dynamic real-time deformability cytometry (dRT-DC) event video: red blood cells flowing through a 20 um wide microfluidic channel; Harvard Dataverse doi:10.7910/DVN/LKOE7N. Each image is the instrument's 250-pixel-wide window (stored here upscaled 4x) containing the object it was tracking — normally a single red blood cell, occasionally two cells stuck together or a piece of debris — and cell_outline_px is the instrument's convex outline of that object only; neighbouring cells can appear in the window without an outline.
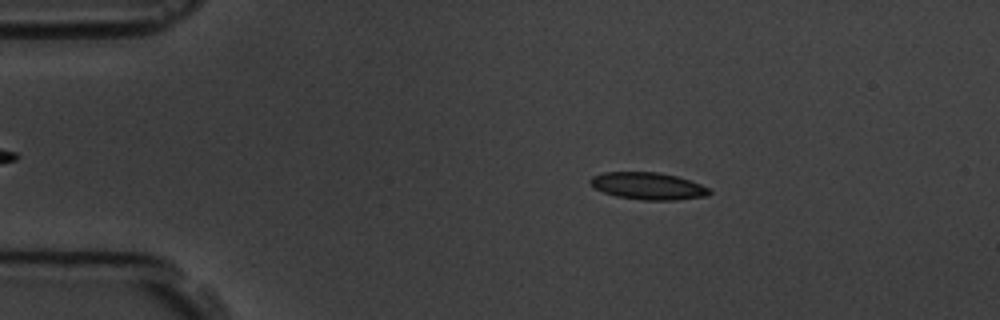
{"species": "common noctule bat (a hibernating species)", "species_latin": "Nyctalus noctula", "temperature_condition": "room temperature", "stored_images_in_passage": 6, "camera_frame_rate_fps": 3000, "um_per_image_px": 0.085, "animal": {"sex": "male", "body_mass_g": 19.5, "forearm_length_mm": 54.6}, "frame": {"image": 1, "passage_image": 3, "time_ms": 2.333, "image_size_px": [1000, 320], "cell_outline_px": [[712, 192], [704, 196], [676, 200], [644, 200], [616, 196], [604, 192], [596, 188], [588, 180], [592, 176], [604, 172], [660, 172], [676, 176], [700, 184], [708, 188]], "centroid_in_image_um": [55.07, 15.8], "position_along_channel_um": 29.9, "area_um2": 18.61}}
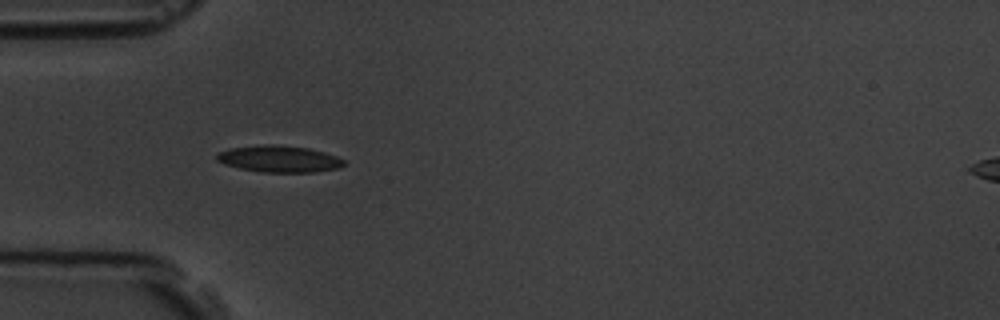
{"frame": {"image": 2, "passage_image": 5, "time_ms": 4.667, "image_size_px": [1000, 320], "cell_outline_px": [[344, 164], [340, 168], [316, 172], [264, 172], [240, 168], [224, 164], [216, 160], [216, 152], [228, 148], [264, 144], [272, 144], [308, 148], [324, 152], [336, 156], [344, 160]], "centroid_in_image_um": [23.7, 13.5], "position_along_channel_um": 61.3, "area_um2": 19.83}}
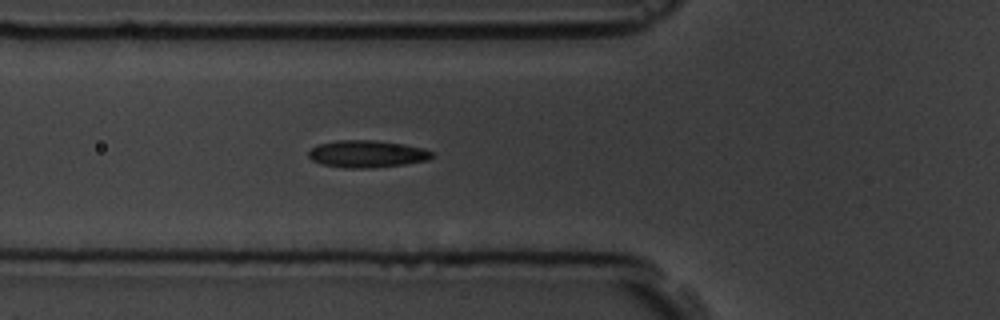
{"frame": {"image": 3, "passage_image": 6, "time_ms": 5.667, "image_size_px": [1000, 320], "cell_outline_px": [[432, 156], [428, 160], [404, 164], [372, 168], [344, 168], [320, 164], [312, 160], [308, 156], [308, 152], [316, 144], [336, 140], [372, 140], [404, 144], [424, 148], [432, 152]], "centroid_in_image_um": [31.15, 13.08], "position_along_channel_um": 94.6, "area_um2": 19.65}}